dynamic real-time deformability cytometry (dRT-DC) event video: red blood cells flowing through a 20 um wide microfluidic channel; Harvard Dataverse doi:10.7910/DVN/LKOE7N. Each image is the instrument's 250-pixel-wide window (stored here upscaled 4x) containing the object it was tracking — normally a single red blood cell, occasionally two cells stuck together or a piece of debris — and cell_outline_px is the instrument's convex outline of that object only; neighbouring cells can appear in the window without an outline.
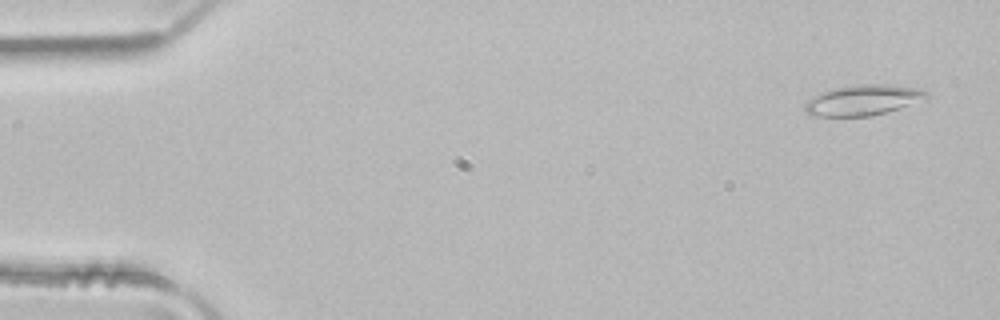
{"species": "common noctule bat (a hibernating species)", "species_latin": "Nyctalus noctula", "temperature_condition": "room temperature", "stored_images_in_passage": 4, "camera_frame_rate_fps": 3000, "um_per_image_px": 0.085, "animal": {"sex": "male", "body_mass_g": 21.5, "forearm_length_mm": 52.0}, "frame": {"image": 1, "passage_image": 1, "time_ms": 0.0, "image_size_px": [1000, 320], "cell_outline_px": [[928, 100], [884, 112], [868, 116], [808, 116], [804, 108], [804, 104], [812, 96], [820, 92], [836, 88], [860, 84], [884, 84], [920, 88], [928, 92]], "centroid_in_image_um": [73.37, 8.51], "position_along_channel_um": 11.6, "area_um2": 21.73}}
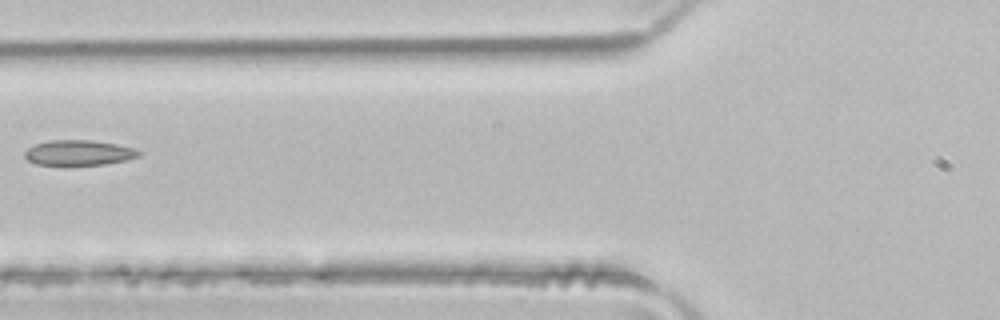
{"frame": {"image": 2, "passage_image": 4, "time_ms": 1.0, "image_size_px": [1000, 320], "cell_outline_px": [[144, 152], [140, 156], [124, 160], [104, 164], [72, 168], [64, 168], [36, 164], [28, 160], [24, 156], [24, 152], [28, 148], [36, 144], [48, 140], [92, 140], [116, 144], [136, 148]], "centroid_in_image_um": [6.68, 13.03], "position_along_channel_um": 119.1, "area_um2": 17.74}}